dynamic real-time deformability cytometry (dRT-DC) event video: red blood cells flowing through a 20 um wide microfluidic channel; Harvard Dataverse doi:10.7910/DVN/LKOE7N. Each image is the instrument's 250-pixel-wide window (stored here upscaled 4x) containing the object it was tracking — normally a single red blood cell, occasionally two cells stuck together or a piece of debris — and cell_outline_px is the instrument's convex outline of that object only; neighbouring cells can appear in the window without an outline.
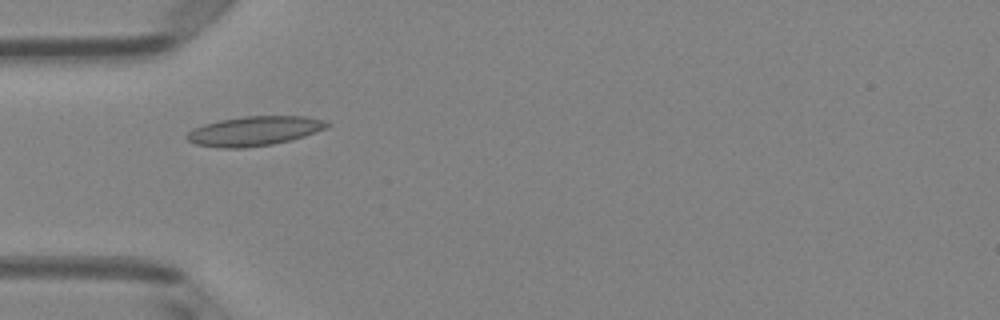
{"species": "Egyptian fruit bat (a non-hibernating species)", "species_latin": "Rousettus aegyptiacus", "temperature_condition": "room temperature", "stored_images_in_passage": 6, "camera_frame_rate_fps": 3000, "um_per_image_px": 0.085, "animal": {"sex": "female"}, "frame": {"image": 1, "passage_image": 3, "time_ms": 0.667, "image_size_px": [1000, 320], "cell_outline_px": [[332, 124], [328, 128], [292, 140], [272, 144], [244, 148], [220, 148], [196, 144], [188, 140], [184, 136], [192, 128], [204, 124], [220, 120], [244, 116], [304, 116], [328, 120]], "centroid_in_image_um": [21.65, 11.13], "position_along_channel_um": 63.3, "area_um2": 24.33}}
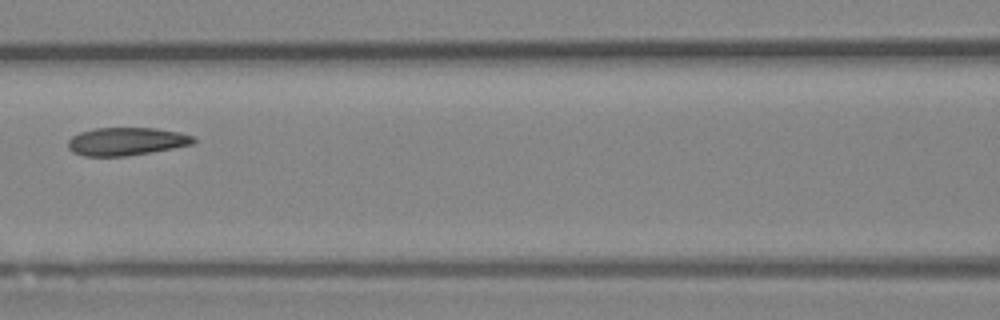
{"frame": {"image": 2, "passage_image": 5, "time_ms": 1.333, "image_size_px": [1000, 320], "cell_outline_px": [[196, 140], [192, 144], [152, 152], [128, 156], [84, 156], [72, 152], [68, 148], [68, 140], [72, 136], [80, 132], [96, 128], [156, 128], [180, 132], [192, 136]], "centroid_in_image_um": [10.72, 12.02], "position_along_channel_um": 155.9, "area_um2": 20.46}}
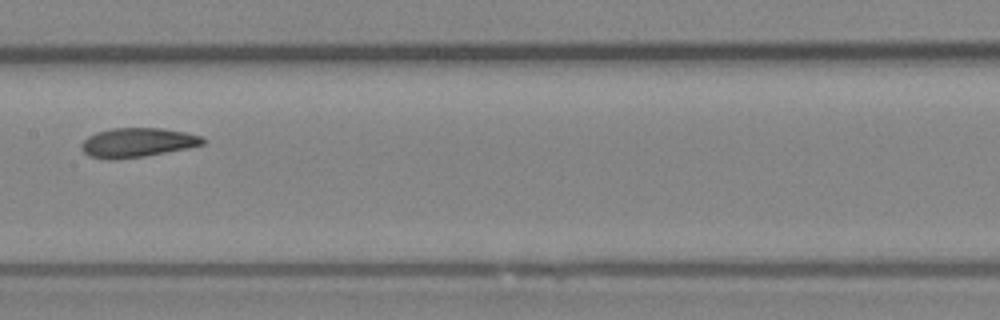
{"frame": {"image": 3, "passage_image": 6, "time_ms": 1.667, "image_size_px": [1000, 320], "cell_outline_px": [[208, 140], [204, 144], [188, 148], [144, 156], [112, 160], [108, 160], [88, 156], [80, 148], [80, 144], [88, 136], [96, 132], [112, 128], [164, 128], [184, 132], [200, 136]], "centroid_in_image_um": [11.66, 12.12], "position_along_channel_um": 195.7, "area_um2": 20.87}}